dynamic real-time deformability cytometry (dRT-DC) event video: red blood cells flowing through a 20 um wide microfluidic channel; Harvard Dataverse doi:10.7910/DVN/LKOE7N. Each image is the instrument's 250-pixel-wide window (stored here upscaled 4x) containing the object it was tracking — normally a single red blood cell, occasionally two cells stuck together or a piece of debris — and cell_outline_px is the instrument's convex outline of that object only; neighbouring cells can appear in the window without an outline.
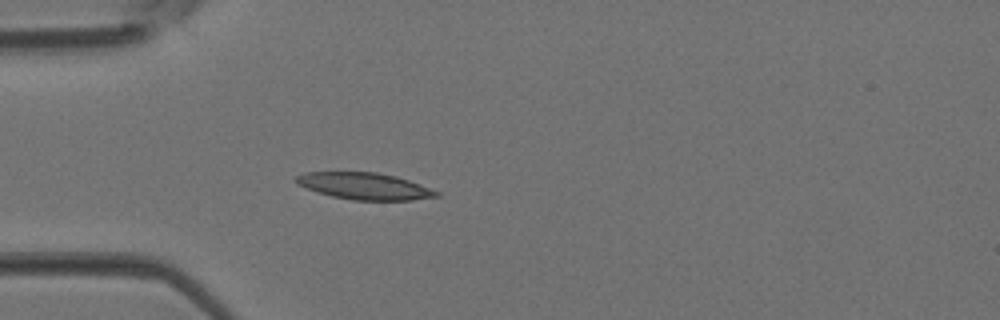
{"species": "Egyptian fruit bat (a non-hibernating species)", "species_latin": "Rousettus aegyptiacus", "temperature_condition": "room temperature", "stored_images_in_passage": 4, "camera_frame_rate_fps": 3000, "um_per_image_px": 0.085, "animal": {"sex": "female"}, "frame": {"image": 1, "passage_image": 4, "time_ms": 1.0, "image_size_px": [1000, 320], "cell_outline_px": [[440, 196], [412, 200], [352, 200], [332, 196], [316, 192], [296, 184], [292, 180], [296, 176], [304, 172], [376, 172], [396, 176], [420, 184], [440, 192]], "centroid_in_image_um": [30.95, 15.82], "position_along_channel_um": 54.1, "area_um2": 22.02}}